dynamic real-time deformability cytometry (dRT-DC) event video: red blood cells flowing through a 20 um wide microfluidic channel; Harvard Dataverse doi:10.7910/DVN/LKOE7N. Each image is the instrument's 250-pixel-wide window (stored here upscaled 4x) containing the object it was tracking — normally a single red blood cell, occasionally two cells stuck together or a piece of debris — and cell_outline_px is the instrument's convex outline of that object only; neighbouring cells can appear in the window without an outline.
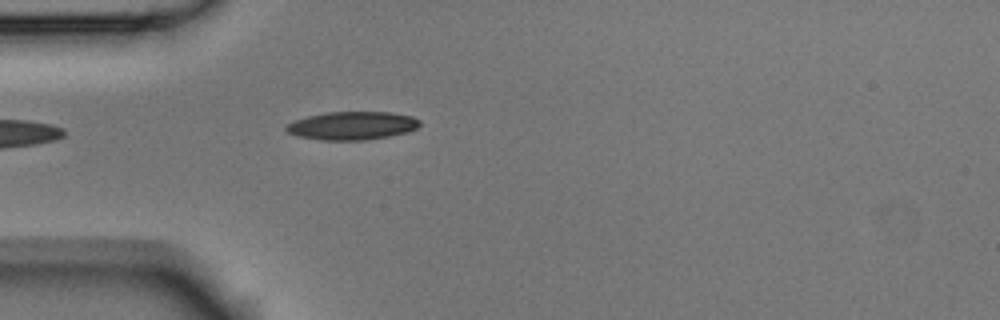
{"species": "Egyptian fruit bat (a non-hibernating species)", "species_latin": "Rousettus aegyptiacus", "temperature_condition": "room temperature", "stored_images_in_passage": 2, "camera_frame_rate_fps": 3000, "um_per_image_px": 0.085, "animal": {"sex": "male"}, "frame": {"image": 1, "passage_image": 2, "time_ms": 0.333, "image_size_px": [1000, 320], "cell_outline_px": [[420, 124], [416, 128], [404, 132], [388, 136], [364, 140], [320, 140], [296, 136], [288, 132], [284, 128], [288, 124], [296, 120], [308, 116], [328, 112], [388, 112], [412, 116], [420, 120]], "centroid_in_image_um": [29.91, 10.68], "position_along_channel_um": 55.1, "area_um2": 21.73}}